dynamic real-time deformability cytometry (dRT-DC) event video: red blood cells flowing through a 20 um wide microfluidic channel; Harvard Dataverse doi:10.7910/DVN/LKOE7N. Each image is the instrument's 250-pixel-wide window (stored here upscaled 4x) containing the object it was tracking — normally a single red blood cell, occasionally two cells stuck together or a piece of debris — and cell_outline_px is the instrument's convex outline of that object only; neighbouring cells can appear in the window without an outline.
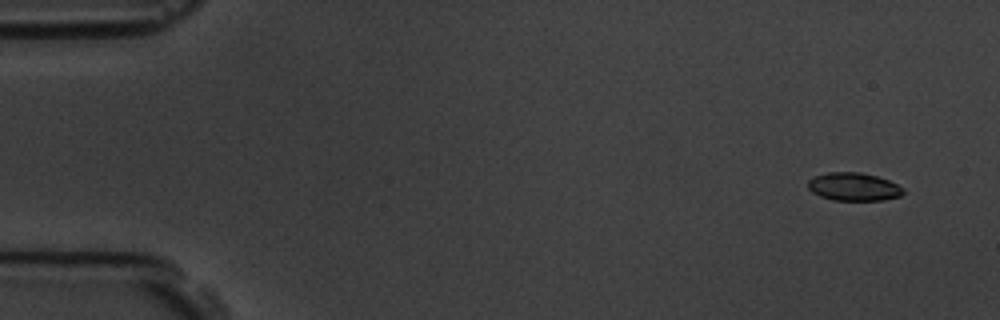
{"species": "common noctule bat (a hibernating species)", "species_latin": "Nyctalus noctula", "temperature_condition": "room temperature", "stored_images_in_passage": 15, "camera_frame_rate_fps": 3000, "um_per_image_px": 0.085, "animal": {"sex": "male", "body_mass_g": 19.5, "forearm_length_mm": 54.6}, "frame": {"image": 1, "passage_image": 1, "time_ms": 0.0, "image_size_px": [1000, 320], "cell_outline_px": [[904, 192], [900, 196], [884, 200], [832, 200], [820, 196], [812, 192], [808, 188], [808, 180], [816, 176], [828, 172], [860, 172], [876, 176], [888, 180], [904, 188]], "centroid_in_image_um": [72.56, 15.88], "position_along_channel_um": 12.4, "area_um2": 15.55}}
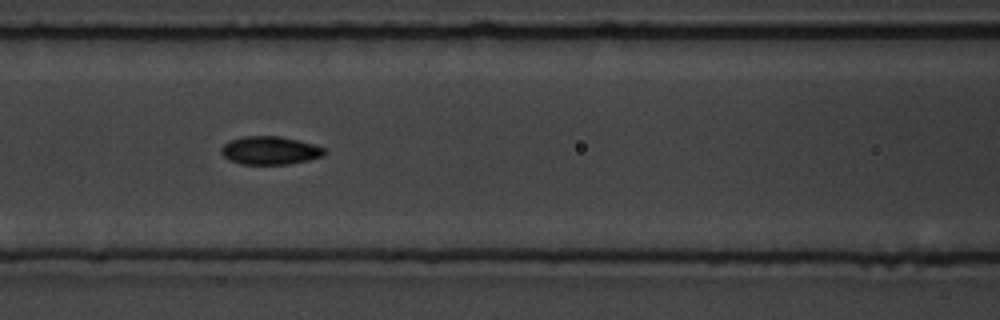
{"frame": {"image": 2, "passage_image": 7, "time_ms": 6.667, "image_size_px": [1000, 320], "cell_outline_px": [[328, 152], [324, 156], [308, 160], [288, 164], [240, 164], [228, 160], [220, 152], [220, 148], [228, 140], [240, 136], [280, 136], [316, 144], [324, 148]], "centroid_in_image_um": [22.94, 12.78], "position_along_channel_um": 143.7, "area_um2": 17.28}}
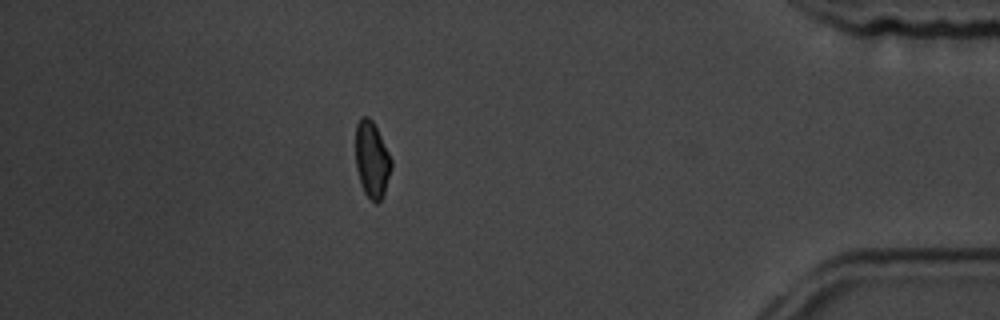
{"frame": {"image": 3, "passage_image": 14, "time_ms": 14.667, "image_size_px": [1000, 320], "cell_outline_px": [[392, 168], [384, 192], [380, 200], [376, 204], [364, 192], [360, 184], [356, 168], [356, 124], [360, 116], [368, 116], [372, 120], [392, 160]], "centroid_in_image_um": [31.6, 13.56], "position_along_channel_um": 403.6, "area_um2": 15.78}, "authors_computed_cell_mechanics": {"area_um2": 16.2418, "velocity_mm_per_s": 3.8195, "shape_relaxation_time_tau1_ms": 3.0868, "shape_relaxation_time_tau2_ms": 4.6714, "deformation_change_tau1": 0.0816, "deformation_change_tau2": 0.0665}}